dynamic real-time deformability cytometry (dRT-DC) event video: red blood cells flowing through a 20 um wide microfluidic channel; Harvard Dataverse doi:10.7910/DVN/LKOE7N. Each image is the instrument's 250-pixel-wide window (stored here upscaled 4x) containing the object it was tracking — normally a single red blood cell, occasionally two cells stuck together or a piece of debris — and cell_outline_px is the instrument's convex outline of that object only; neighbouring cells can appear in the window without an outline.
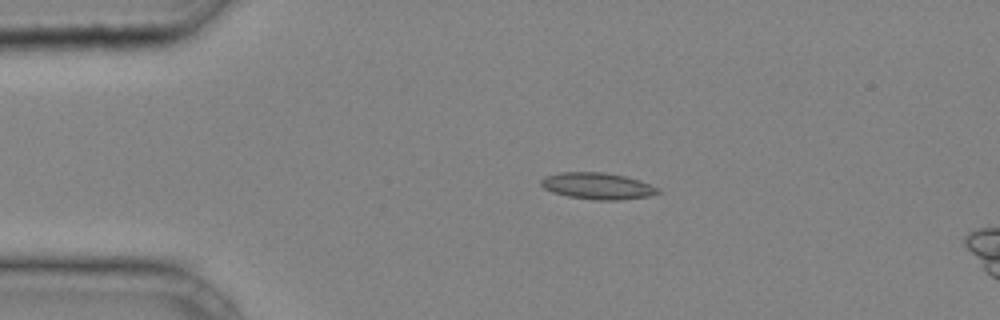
{"species": "common noctule bat (a hibernating species)", "species_latin": "Nyctalus noctula", "temperature_condition": "cold", "stored_images_in_passage": 34, "camera_frame_rate_fps": 3000, "um_per_image_px": 0.085, "animal": {"sex": "male", "body_mass_g": 20.4}, "frame": {"image": 1, "passage_image": 2, "time_ms": 0.333, "image_size_px": [1000, 320], "cell_outline_px": [[660, 192], [648, 196], [616, 200], [596, 200], [568, 196], [552, 192], [544, 188], [540, 184], [540, 180], [544, 176], [560, 172], [604, 172], [624, 176], [640, 180], [660, 188]], "centroid_in_image_um": [50.77, 15.8], "position_along_channel_um": 34.2, "area_um2": 18.09}}
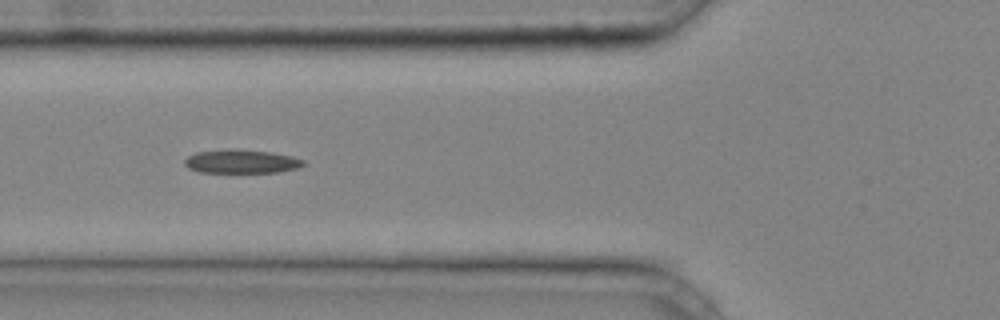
{"frame": {"image": 2, "passage_image": 9, "time_ms": 2.667, "image_size_px": [1000, 320], "cell_outline_px": [[304, 164], [296, 168], [276, 172], [200, 172], [188, 168], [184, 164], [184, 160], [188, 156], [196, 152], [224, 148], [236, 148], [272, 152], [292, 156], [304, 160]], "centroid_in_image_um": [20.47, 13.7], "position_along_channel_um": 105.3, "area_um2": 16.53}}
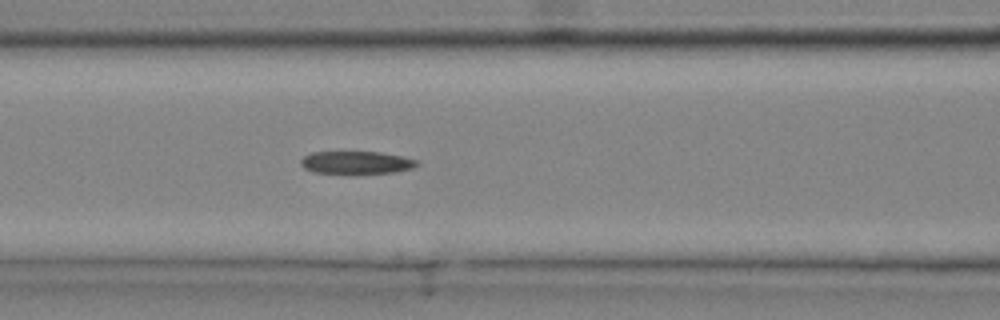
{"frame": {"image": 3, "passage_image": 11, "time_ms": 3.333, "image_size_px": [1000, 320], "cell_outline_px": [[420, 164], [412, 168], [396, 172], [348, 176], [312, 172], [304, 168], [300, 164], [300, 160], [304, 156], [312, 152], [380, 152], [404, 156], [416, 160]], "centroid_in_image_um": [30.27, 13.86], "position_along_channel_um": 136.3, "area_um2": 16.24}}